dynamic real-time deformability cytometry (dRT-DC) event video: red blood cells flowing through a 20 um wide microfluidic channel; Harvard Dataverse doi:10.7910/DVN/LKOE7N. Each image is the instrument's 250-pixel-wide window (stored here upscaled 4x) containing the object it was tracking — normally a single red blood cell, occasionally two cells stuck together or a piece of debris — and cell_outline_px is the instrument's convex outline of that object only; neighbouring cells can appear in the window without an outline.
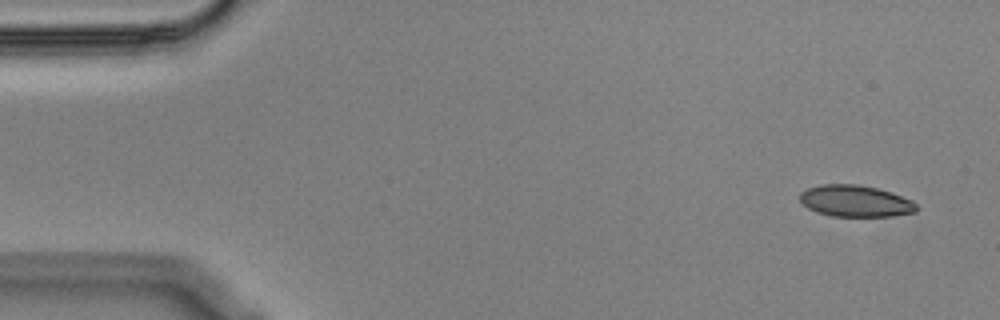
{"species": "Egyptian fruit bat (a non-hibernating species)", "species_latin": "Rousettus aegyptiacus", "temperature_condition": "cold", "stored_images_in_passage": 53, "camera_frame_rate_fps": 3000, "um_per_image_px": 0.085, "animal": {"sex": "male"}, "frame": {"image": 1, "passage_image": 1, "time_ms": 0.0, "image_size_px": [1000, 320], "cell_outline_px": [[920, 208], [916, 212], [892, 216], [832, 216], [816, 212], [808, 208], [800, 200], [800, 192], [808, 188], [820, 184], [856, 184], [876, 188], [892, 192], [912, 200]], "centroid_in_image_um": [72.73, 17.09], "position_along_channel_um": 12.3, "area_um2": 21.56}}
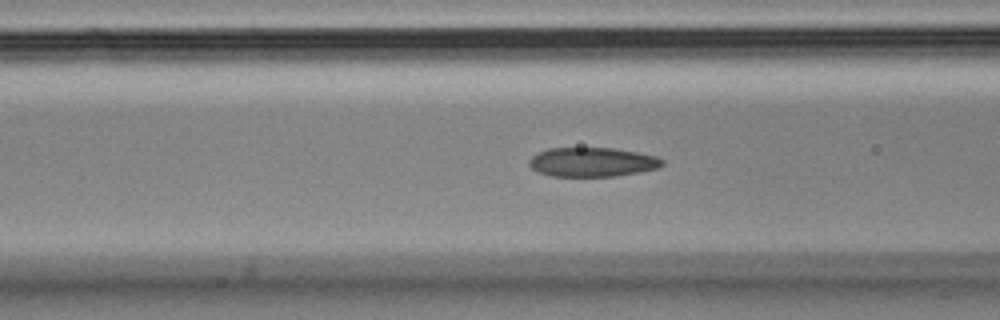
{"frame": {"image": 2, "passage_image": 19, "time_ms": 6.0, "image_size_px": [1000, 320], "cell_outline_px": [[664, 164], [656, 168], [616, 176], [552, 176], [540, 172], [532, 168], [528, 164], [528, 160], [536, 152], [548, 148], [612, 148], [636, 152], [656, 156], [664, 160]], "centroid_in_image_um": [50.3, 13.77], "position_along_channel_um": 116.3, "area_um2": 22.54}}
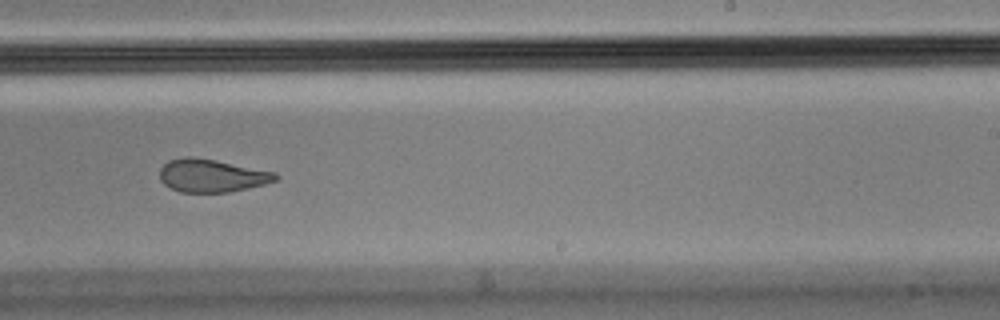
{"frame": {"image": 3, "passage_image": 32, "time_ms": 10.333, "image_size_px": [1000, 320], "cell_outline_px": [[280, 176], [276, 180], [264, 184], [248, 188], [228, 192], [180, 192], [164, 184], [160, 180], [160, 168], [168, 160], [184, 156], [188, 156], [216, 160], [276, 172]], "centroid_in_image_um": [17.99, 14.92], "position_along_channel_um": 271.0, "area_um2": 22.25}, "authors_computed_cell_mechanics": {"area_um2": 23.0622, "velocity_mm_per_s": 3.5663, "shape_relaxation_time_tau1_ms": 10.5245, "shape_relaxation_time_tau2_ms": 2.5223, "deformation_change_tau1": 0.224, "deformation_change_tau2": 0.0836}}